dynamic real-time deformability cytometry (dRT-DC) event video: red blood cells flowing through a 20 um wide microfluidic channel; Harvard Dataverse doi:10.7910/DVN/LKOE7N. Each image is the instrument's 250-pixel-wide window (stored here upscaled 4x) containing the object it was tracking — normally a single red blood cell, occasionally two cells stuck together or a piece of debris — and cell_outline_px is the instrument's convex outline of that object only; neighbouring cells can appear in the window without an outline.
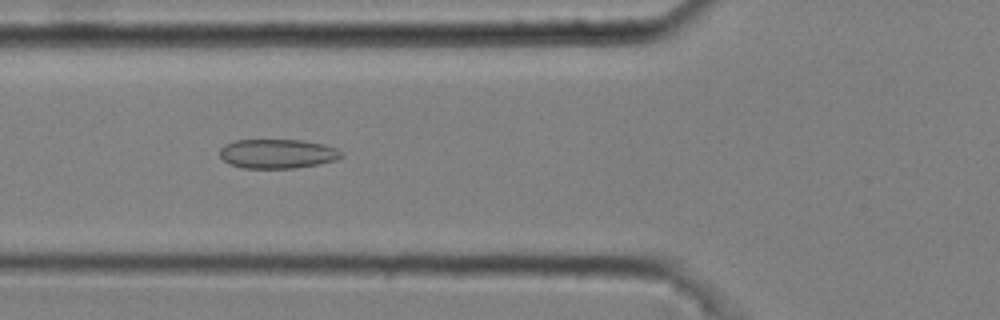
{"species": "common noctule bat (a hibernating species)", "species_latin": "Nyctalus noctula", "temperature_condition": "cold", "stored_images_in_passage": 51, "camera_frame_rate_fps": 3000, "um_per_image_px": 0.085, "animal": {"sex": "male", "body_mass_g": 20.4}, "frame": {"image": 1, "passage_image": 20, "time_ms": 6.333, "image_size_px": [1000, 320], "cell_outline_px": [[344, 156], [336, 160], [320, 164], [296, 168], [240, 168], [228, 164], [220, 156], [220, 148], [224, 144], [236, 140], [304, 140], [324, 144], [336, 148]], "centroid_in_image_um": [23.58, 13.07], "position_along_channel_um": 102.2, "area_um2": 20.98}}
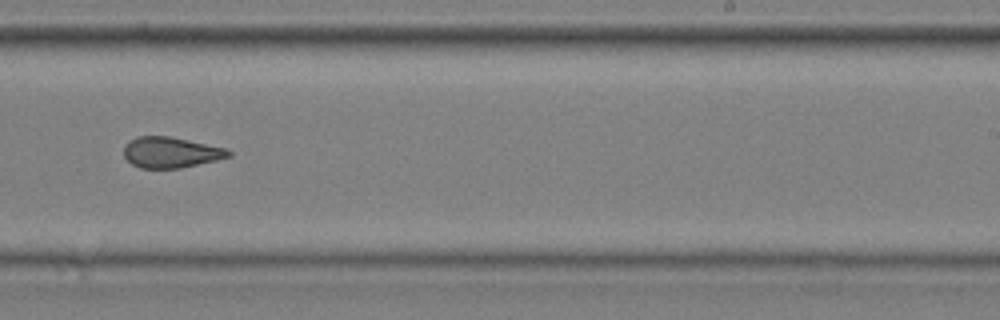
{"frame": {"image": 2, "passage_image": 34, "time_ms": 11.0, "image_size_px": [1000, 320], "cell_outline_px": [[232, 156], [216, 160], [180, 168], [140, 168], [132, 164], [124, 156], [124, 144], [128, 140], [136, 136], [168, 136], [228, 148], [232, 152]], "centroid_in_image_um": [14.51, 12.94], "position_along_channel_um": 274.5, "area_um2": 18.9}}
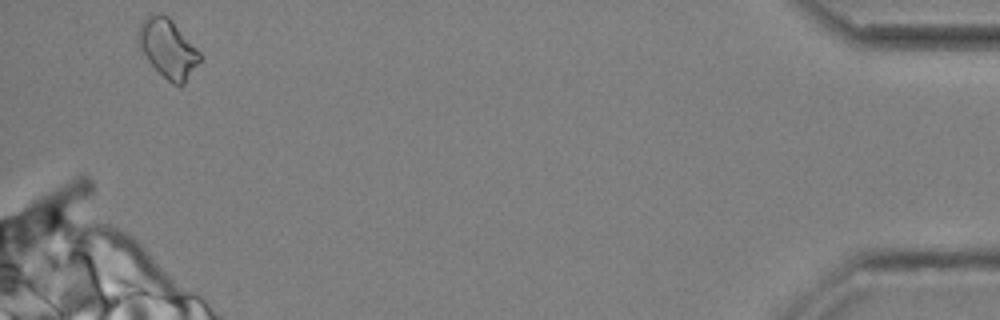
{"frame": {"image": 3, "passage_image": 51, "time_ms": 16.667, "image_size_px": [1000, 320], "cell_outline_px": [[200, 60], [184, 84], [172, 84], [148, 60], [136, 44], [136, 32], [140, 24], [148, 16], [160, 12], [168, 16], [172, 20], [200, 52]], "centroid_in_image_um": [14.23, 4.08], "position_along_channel_um": 421.0, "area_um2": 20.81}, "authors_computed_cell_mechanics": {"area_um2": 19.941, "velocity_mm_per_s": 3.7006, "shape_relaxation_time_tau1_ms": 8.8785, "shape_relaxation_time_tau2_ms": 3.0785, "deformation_change_tau1": 0.1455, "deformation_change_tau2": 0.1122}}